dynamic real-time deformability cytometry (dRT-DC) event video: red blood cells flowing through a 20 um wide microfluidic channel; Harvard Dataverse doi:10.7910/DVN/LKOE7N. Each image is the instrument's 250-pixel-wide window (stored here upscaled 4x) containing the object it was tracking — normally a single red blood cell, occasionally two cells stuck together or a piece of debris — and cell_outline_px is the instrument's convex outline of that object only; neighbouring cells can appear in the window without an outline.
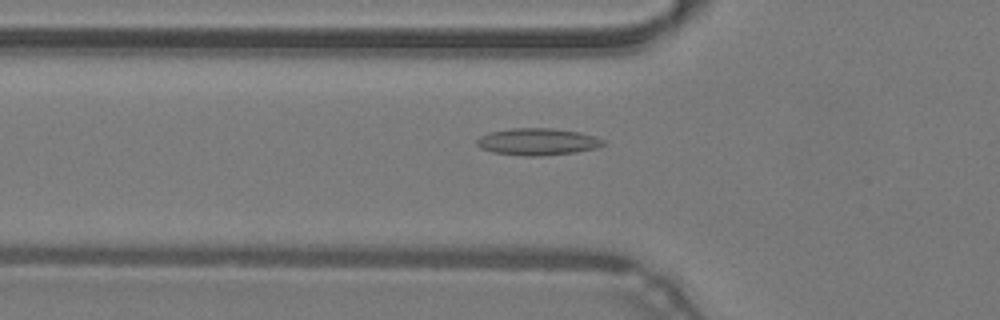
{"species": "common noctule bat (a hibernating species)", "species_latin": "Nyctalus noctula", "temperature_condition": "warm", "stored_images_in_passage": 38, "camera_frame_rate_fps": 3000, "um_per_image_px": 0.085, "animal": {"sex": "male", "body_mass_g": 19.2, "forearm_length_mm": 51.8}, "frame": {"image": 1, "passage_image": 11, "time_ms": 3.333, "image_size_px": [1000, 320], "cell_outline_px": [[608, 144], [596, 148], [576, 152], [540, 156], [524, 156], [492, 152], [480, 148], [476, 144], [476, 140], [480, 136], [492, 132], [512, 128], [552, 128], [580, 132], [596, 136], [604, 140]], "centroid_in_image_um": [45.73, 12.05], "position_along_channel_um": 80.1, "area_um2": 20.0}}
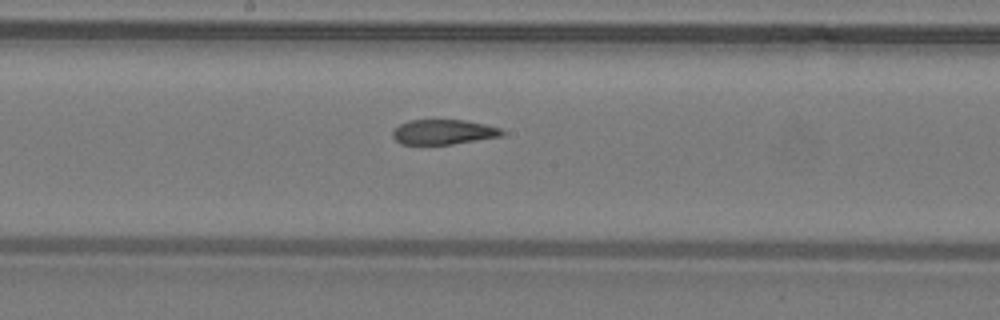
{"frame": {"image": 2, "passage_image": 20, "time_ms": 6.333, "image_size_px": [1000, 320], "cell_outline_px": [[504, 132], [500, 136], [452, 144], [400, 144], [392, 136], [392, 132], [400, 124], [408, 120], [464, 120], [484, 124], [500, 128]], "centroid_in_image_um": [37.65, 11.21], "position_along_channel_um": 210.5, "area_um2": 15.66}}
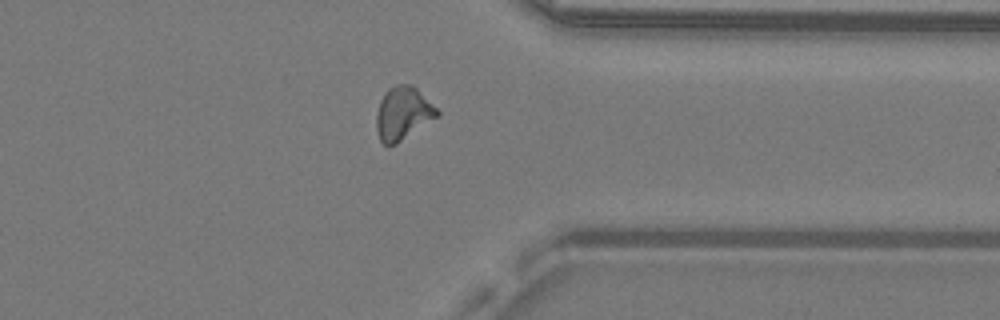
{"frame": {"image": 3, "passage_image": 32, "time_ms": 10.333, "image_size_px": [1000, 320], "cell_outline_px": [[440, 116], [396, 144], [388, 148], [380, 140], [376, 128], [376, 116], [380, 100], [388, 88], [396, 84], [412, 84], [440, 112]], "centroid_in_image_um": [34.24, 9.66], "position_along_channel_um": 377.2, "area_um2": 18.9}, "authors_computed_cell_mechanics": {"area_um2": 17.5134, "velocity_mm_per_s": 4.3136, "shape_relaxation_time_tau1_ms": null, "shape_relaxation_time_tau2_ms": 3.192, "deformation_change_tau1": null, "deformation_change_tau2": 0.1096}}